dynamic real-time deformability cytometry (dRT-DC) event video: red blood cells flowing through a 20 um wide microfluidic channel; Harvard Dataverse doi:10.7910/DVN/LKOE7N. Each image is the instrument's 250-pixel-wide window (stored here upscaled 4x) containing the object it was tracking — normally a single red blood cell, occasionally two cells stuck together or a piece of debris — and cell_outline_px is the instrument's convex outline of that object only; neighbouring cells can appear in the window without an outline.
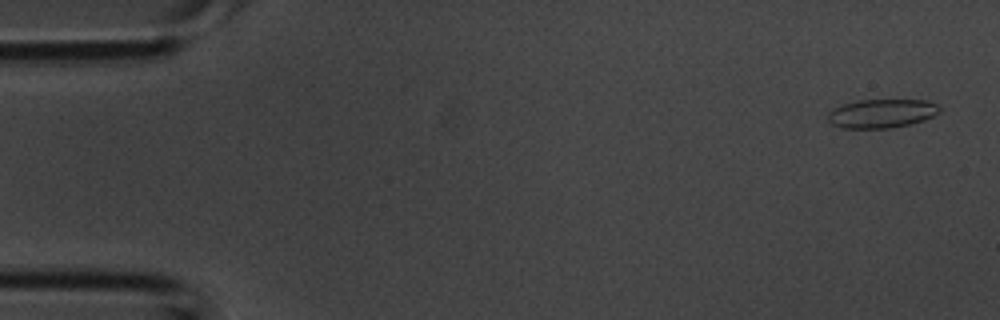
{"species": "common noctule bat (a hibernating species)", "species_latin": "Nyctalus noctula", "temperature_condition": "room temperature", "stored_images_in_passage": 4, "camera_frame_rate_fps": 3000, "um_per_image_px": 0.085, "animal": {"sex": "male", "body_mass_g": 20.1, "forearm_length_mm": 53.5}, "frame": {"image": 1, "passage_image": 1, "time_ms": 0.0, "image_size_px": [1000, 320], "cell_outline_px": [[940, 112], [924, 120], [892, 128], [844, 128], [832, 124], [828, 120], [828, 112], [832, 108], [840, 104], [856, 100], [928, 100], [940, 104]], "centroid_in_image_um": [74.94, 9.63], "position_along_channel_um": 10.1, "area_um2": 18.96}}